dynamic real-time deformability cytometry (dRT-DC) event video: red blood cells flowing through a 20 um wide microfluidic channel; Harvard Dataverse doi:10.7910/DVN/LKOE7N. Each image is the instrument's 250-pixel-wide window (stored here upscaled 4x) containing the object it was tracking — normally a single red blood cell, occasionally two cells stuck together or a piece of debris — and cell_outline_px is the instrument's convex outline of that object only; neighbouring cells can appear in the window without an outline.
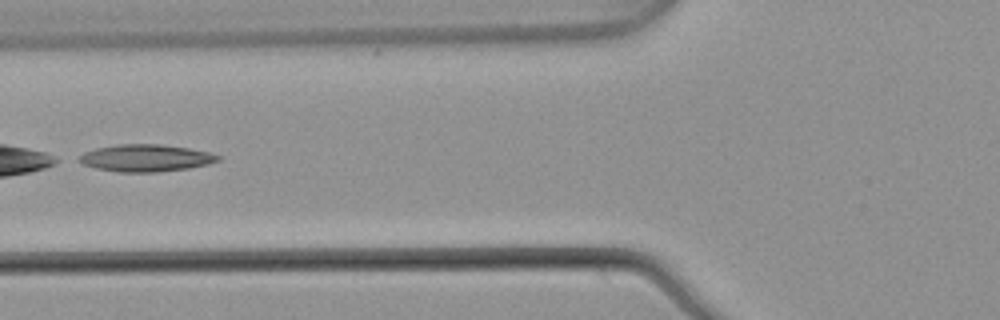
{"species": "common noctule bat (a hibernating species)", "species_latin": "Nyctalus noctula", "temperature_condition": "warm", "stored_images_in_passage": 3, "camera_frame_rate_fps": 3000, "um_per_image_px": 0.085, "animal": {"sex": "male", "body_mass_g": 21.5, "forearm_length_mm": 52.0}, "frame": {"image": 1, "passage_image": 3, "time_ms": 0.667, "image_size_px": [1000, 320], "cell_outline_px": [[220, 160], [208, 164], [188, 168], [156, 172], [116, 172], [96, 168], [84, 164], [80, 160], [80, 156], [84, 152], [96, 148], [116, 144], [160, 144], [188, 148], [212, 152], [220, 156]], "centroid_in_image_um": [12.42, 13.42], "position_along_channel_um": 113.4, "area_um2": 21.91}}